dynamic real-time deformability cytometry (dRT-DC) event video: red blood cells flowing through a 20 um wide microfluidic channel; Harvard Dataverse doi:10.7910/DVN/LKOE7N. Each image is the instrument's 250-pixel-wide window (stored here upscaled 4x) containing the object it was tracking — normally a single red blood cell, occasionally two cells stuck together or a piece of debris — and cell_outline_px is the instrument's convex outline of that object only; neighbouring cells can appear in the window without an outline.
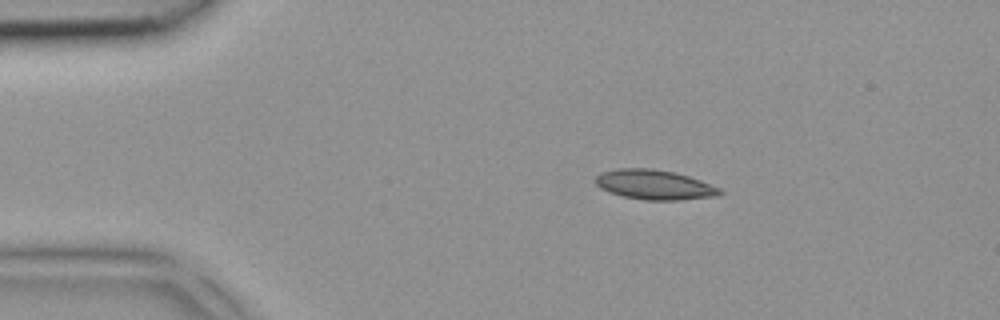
{"species": "common noctule bat (a hibernating species)", "species_latin": "Nyctalus noctula", "temperature_condition": "room temperature", "stored_images_in_passage": 3, "camera_frame_rate_fps": 3000, "um_per_image_px": 0.085, "animal": {"sex": "female", "body_mass_g": 18.4}, "frame": {"image": 1, "passage_image": 2, "time_ms": 0.333, "image_size_px": [1000, 320], "cell_outline_px": [[724, 192], [720, 196], [676, 200], [644, 200], [624, 196], [608, 192], [600, 188], [596, 184], [596, 176], [600, 172], [620, 168], [652, 168], [676, 172], [700, 180], [720, 188]], "centroid_in_image_um": [55.64, 15.7], "position_along_channel_um": 29.4, "area_um2": 21.68}}